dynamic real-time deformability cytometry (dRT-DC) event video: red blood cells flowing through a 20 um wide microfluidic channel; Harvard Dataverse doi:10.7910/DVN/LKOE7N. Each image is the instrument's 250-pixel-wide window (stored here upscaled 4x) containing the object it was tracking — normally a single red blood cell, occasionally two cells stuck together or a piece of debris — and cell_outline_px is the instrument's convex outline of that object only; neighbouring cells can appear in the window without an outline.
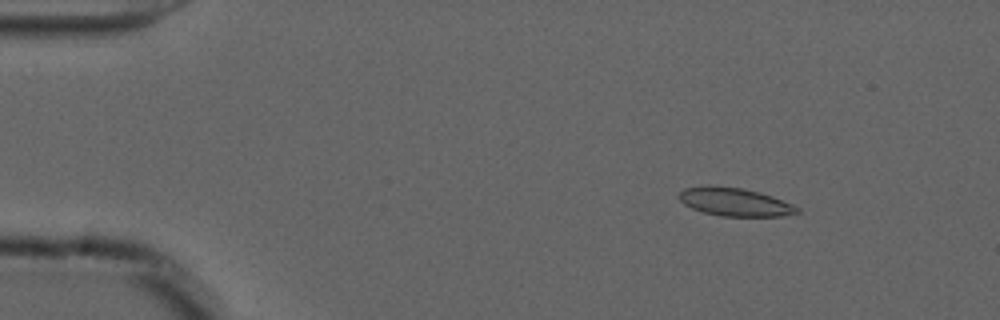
{"species": "common noctule bat (a hibernating species)", "species_latin": "Nyctalus noctula", "temperature_condition": "cold", "stored_images_in_passage": 55, "camera_frame_rate_fps": 3000, "um_per_image_px": 0.085, "animal": {"sex": "male", "forearm_length_mm": 52.5}, "frame": {"image": 1, "passage_image": 8, "time_ms": 2.333, "image_size_px": [1000, 320], "cell_outline_px": [[800, 212], [780, 216], [720, 216], [704, 212], [692, 208], [684, 204], [676, 196], [684, 188], [704, 184], [708, 184], [740, 188], [760, 192], [772, 196], [792, 204], [800, 208]], "centroid_in_image_um": [62.41, 17.15], "position_along_channel_um": 22.6, "area_um2": 19.59}}
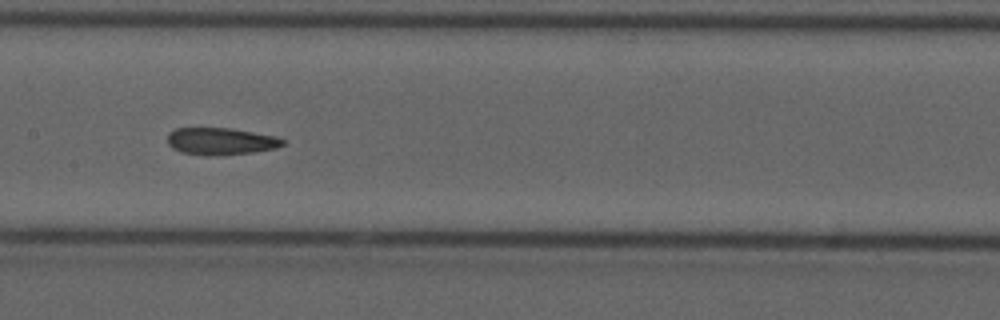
{"frame": {"image": 2, "passage_image": 28, "time_ms": 9.0, "image_size_px": [1000, 320], "cell_outline_px": [[284, 144], [276, 148], [252, 152], [208, 156], [180, 152], [172, 148], [168, 144], [168, 132], [176, 128], [232, 128], [276, 136], [284, 140]], "centroid_in_image_um": [18.74, 12.0], "position_along_channel_um": 188.7, "area_um2": 18.21}}
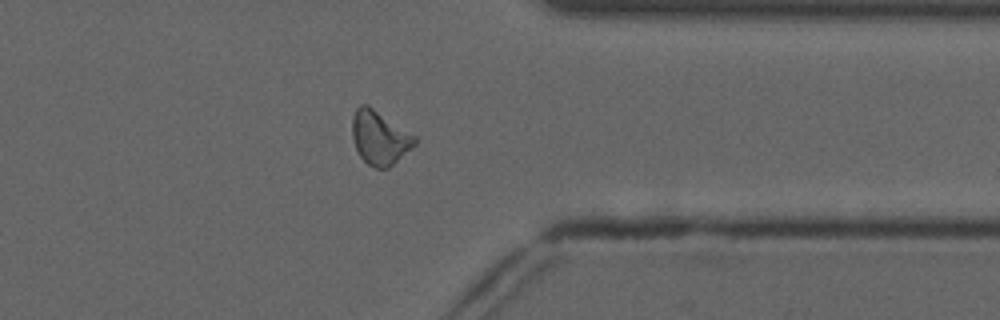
{"frame": {"image": 3, "passage_image": 44, "time_ms": 14.333, "image_size_px": [1000, 320], "cell_outline_px": [[416, 144], [412, 148], [388, 168], [376, 168], [368, 164], [360, 156], [356, 148], [352, 136], [352, 116], [356, 108], [360, 104], [368, 104], [416, 136]], "centroid_in_image_um": [32.26, 11.68], "position_along_channel_um": 379.1, "area_um2": 19.59}, "authors_computed_cell_mechanics": {"area_um2": 19.074, "velocity_mm_per_s": 3.7064, "shape_relaxation_time_tau1_ms": null, "shape_relaxation_time_tau2_ms": 3.4284, "deformation_change_tau1": null, "deformation_change_tau2": 0.0989}}